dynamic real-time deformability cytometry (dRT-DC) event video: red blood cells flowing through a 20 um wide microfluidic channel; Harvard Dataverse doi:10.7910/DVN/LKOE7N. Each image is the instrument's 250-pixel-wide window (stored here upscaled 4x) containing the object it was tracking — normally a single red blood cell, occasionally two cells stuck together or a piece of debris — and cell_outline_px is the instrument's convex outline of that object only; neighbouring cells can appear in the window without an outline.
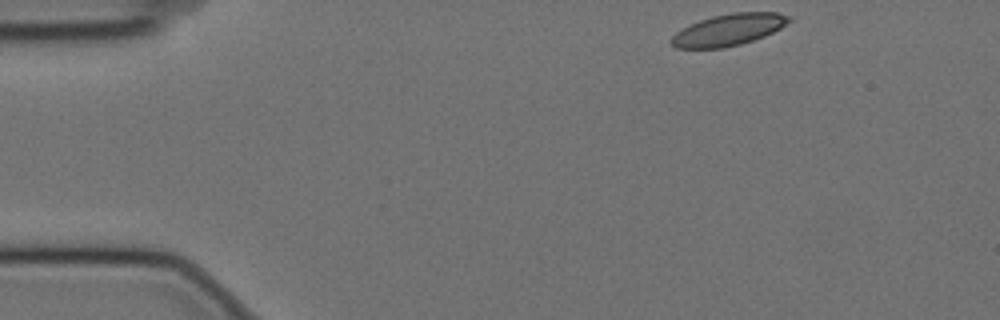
{"species": "Egyptian fruit bat (a non-hibernating species)", "species_latin": "Rousettus aegyptiacus", "temperature_condition": "cold", "stored_images_in_passage": 51, "camera_frame_rate_fps": 3000, "um_per_image_px": 0.085, "animal": {"sex": "female"}, "frame": {"image": 1, "passage_image": 1, "time_ms": 0.0, "image_size_px": [1000, 320], "cell_outline_px": [[792, 20], [780, 28], [764, 36], [740, 44], [724, 48], [676, 48], [668, 40], [676, 32], [700, 20], [712, 16], [732, 12], [776, 12], [792, 16]], "centroid_in_image_um": [61.94, 2.52], "position_along_channel_um": 23.1, "area_um2": 21.62}}
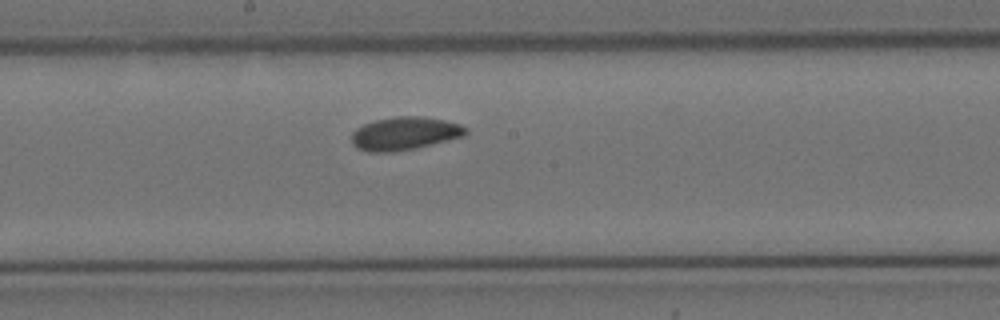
{"frame": {"image": 2, "passage_image": 24, "time_ms": 7.667, "image_size_px": [1000, 320], "cell_outline_px": [[468, 132], [464, 136], [416, 148], [392, 152], [368, 152], [356, 148], [352, 144], [352, 132], [356, 128], [372, 120], [396, 116], [424, 116], [444, 120], [460, 124], [468, 128]], "centroid_in_image_um": [34.38, 11.34], "position_along_channel_um": 213.8, "area_um2": 22.25}}
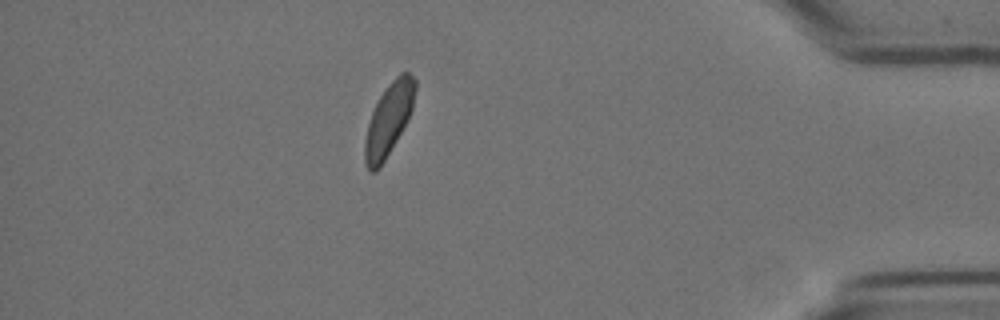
{"frame": {"image": 3, "passage_image": 44, "time_ms": 14.333, "image_size_px": [1000, 320], "cell_outline_px": [[416, 88], [412, 108], [408, 120], [380, 168], [376, 172], [368, 172], [364, 164], [364, 140], [368, 124], [372, 112], [380, 96], [388, 84], [400, 72], [408, 72], [416, 80]], "centroid_in_image_um": [33.02, 10.19], "position_along_channel_um": 402.2, "area_um2": 21.21}}